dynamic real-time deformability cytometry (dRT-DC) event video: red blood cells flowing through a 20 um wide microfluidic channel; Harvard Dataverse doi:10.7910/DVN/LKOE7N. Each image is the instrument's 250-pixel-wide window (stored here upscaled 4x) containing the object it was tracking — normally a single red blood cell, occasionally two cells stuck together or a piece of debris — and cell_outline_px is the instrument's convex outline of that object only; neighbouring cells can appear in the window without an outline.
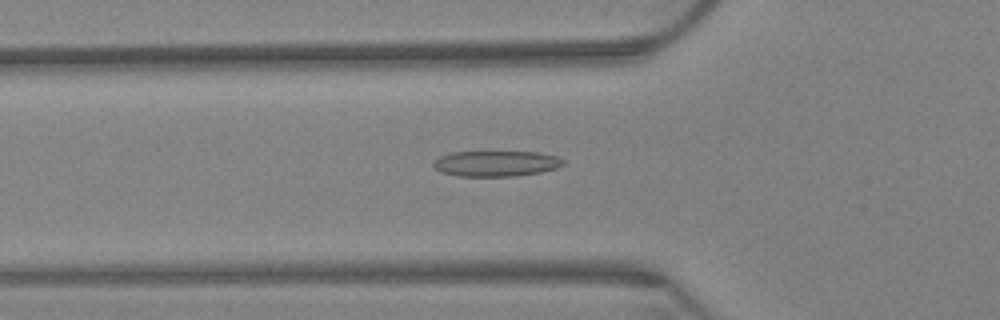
{"species": "Egyptian fruit bat (a non-hibernating species)", "species_latin": "Rousettus aegyptiacus", "temperature_condition": "warm", "stored_images_in_passage": 63, "camera_frame_rate_fps": 3000, "um_per_image_px": 0.085, "animal": {"sex": "female"}, "frame": {"image": 1, "passage_image": 22, "time_ms": 7.0, "image_size_px": [1000, 320], "cell_outline_px": [[564, 164], [556, 168], [540, 172], [516, 176], [456, 176], [440, 172], [432, 164], [432, 160], [440, 156], [452, 152], [536, 152], [556, 156], [564, 160]], "centroid_in_image_um": [42.12, 13.9], "position_along_channel_um": 83.7, "area_um2": 19.42}}
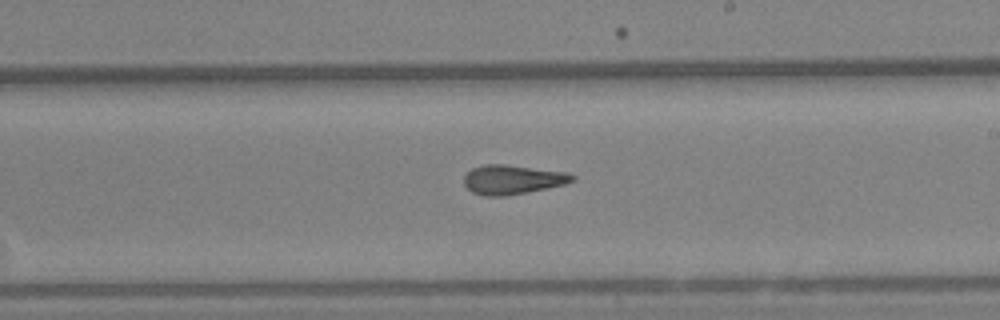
{"frame": {"image": 2, "passage_image": 37, "time_ms": 12.0, "image_size_px": [1000, 320], "cell_outline_px": [[576, 176], [572, 180], [564, 184], [504, 196], [484, 196], [472, 192], [464, 184], [464, 176], [472, 168], [484, 164], [504, 164], [568, 172]], "centroid_in_image_um": [43.52, 15.25], "position_along_channel_um": 245.5, "area_um2": 18.26}}
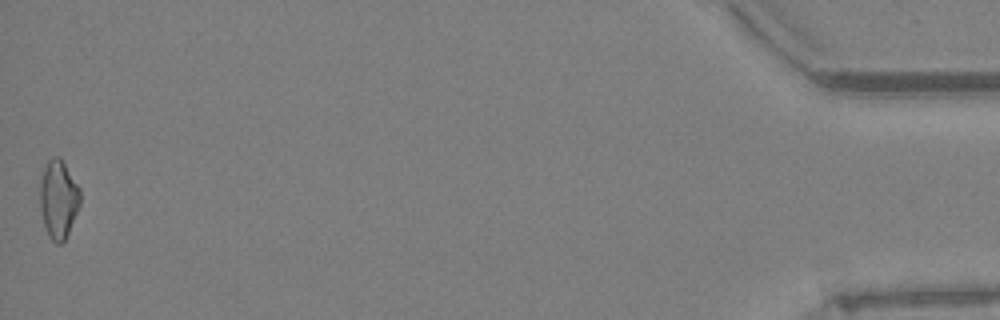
{"frame": {"image": 3, "passage_image": 63, "time_ms": 20.667, "image_size_px": [1000, 320], "cell_outline_px": [[80, 204], [68, 232], [64, 240], [60, 244], [56, 244], [48, 236], [44, 224], [40, 208], [40, 184], [44, 168], [48, 160], [52, 156], [60, 156], [80, 188]], "centroid_in_image_um": [4.96, 16.91], "position_along_channel_um": 430.2, "area_um2": 18.26}, "authors_computed_cell_mechanics": {"area_um2": 18.4382, "velocity_mm_per_s": 3.2426, "shape_relaxation_time_tau1_ms": null, "shape_relaxation_time_tau2_ms": 4.9251, "deformation_change_tau1": null, "deformation_change_tau2": 0.1431}}